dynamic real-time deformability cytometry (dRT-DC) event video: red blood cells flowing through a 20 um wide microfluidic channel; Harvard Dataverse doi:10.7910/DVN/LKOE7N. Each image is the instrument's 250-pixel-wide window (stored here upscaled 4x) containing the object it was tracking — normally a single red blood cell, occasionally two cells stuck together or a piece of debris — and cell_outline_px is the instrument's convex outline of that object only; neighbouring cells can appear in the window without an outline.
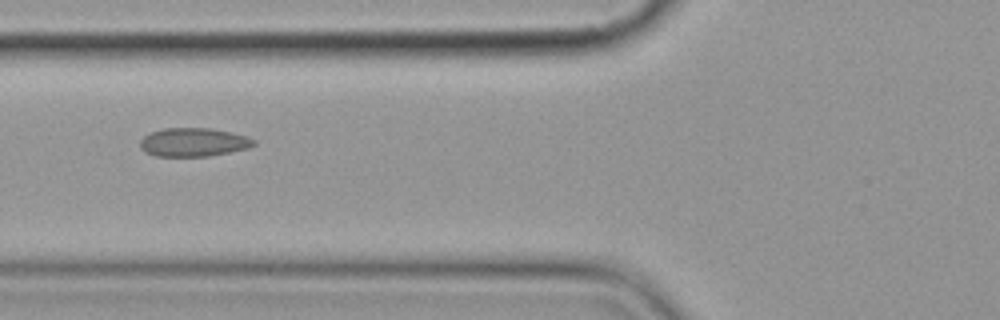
{"species": "common noctule bat (a hibernating species)", "species_latin": "Nyctalus noctula", "temperature_condition": "cold", "stored_images_in_passage": 9, "camera_frame_rate_fps": 3000, "um_per_image_px": 0.085, "animal": {"sex": "female", "body_mass_g": 19.9}, "frame": {"image": 1, "passage_image": 4, "time_ms": 3.667, "image_size_px": [1000, 320], "cell_outline_px": [[256, 144], [248, 148], [208, 156], [156, 156], [144, 152], [140, 148], [140, 140], [144, 136], [152, 132], [164, 128], [208, 128], [248, 136], [256, 140]], "centroid_in_image_um": [16.43, 12.09], "position_along_channel_um": 109.4, "area_um2": 18.84}}
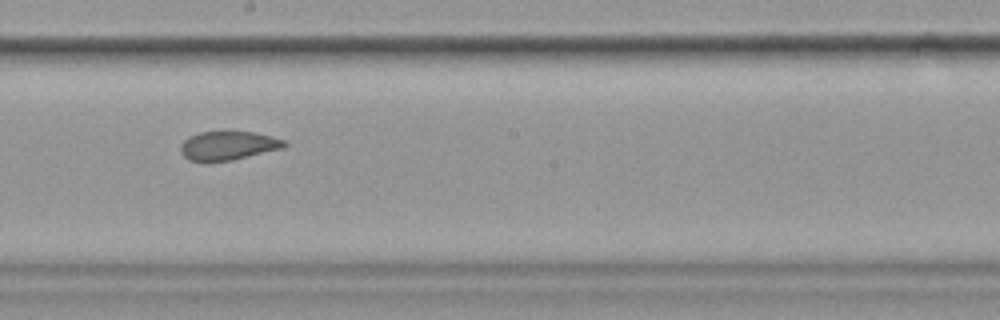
{"frame": {"image": 2, "passage_image": 7, "time_ms": 7.0, "image_size_px": [1000, 320], "cell_outline_px": [[288, 144], [284, 148], [232, 160], [208, 164], [188, 160], [180, 152], [180, 144], [184, 140], [200, 132], [252, 132], [272, 136], [284, 140]], "centroid_in_image_um": [19.36, 12.42], "position_along_channel_um": 228.8, "area_um2": 17.74}}
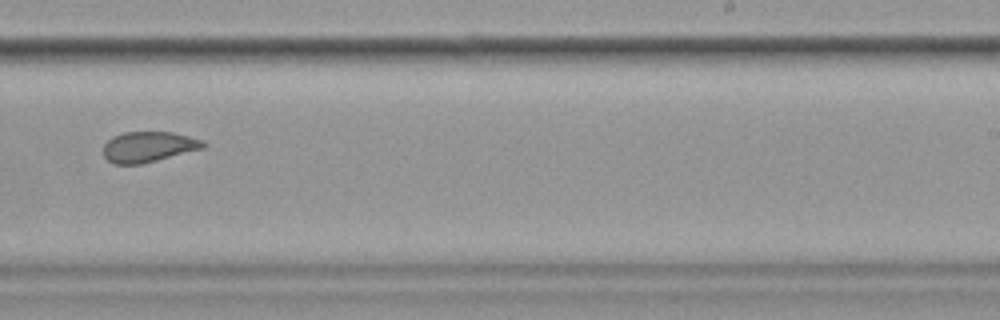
{"frame": {"image": 3, "passage_image": 8, "time_ms": 8.333, "image_size_px": [1000, 320], "cell_outline_px": [[208, 144], [204, 148], [140, 164], [112, 164], [104, 156], [104, 144], [112, 136], [124, 132], [172, 132], [204, 140]], "centroid_in_image_um": [12.62, 12.47], "position_along_channel_um": 276.4, "area_um2": 17.74}}